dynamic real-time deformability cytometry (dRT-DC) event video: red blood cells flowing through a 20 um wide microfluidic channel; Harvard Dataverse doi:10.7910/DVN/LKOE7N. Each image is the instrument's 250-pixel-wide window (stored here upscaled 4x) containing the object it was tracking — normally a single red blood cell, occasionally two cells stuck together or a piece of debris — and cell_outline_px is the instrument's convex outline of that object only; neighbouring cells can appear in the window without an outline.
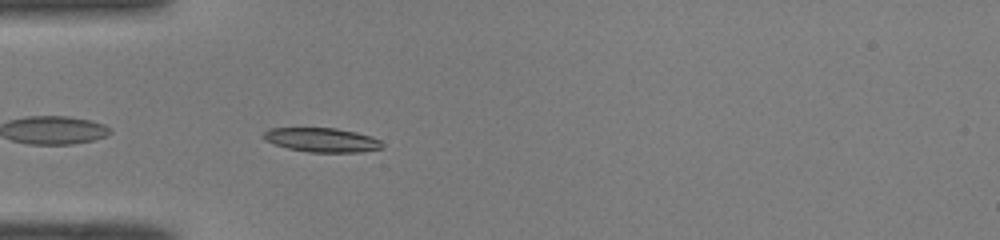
{"species": "common noctule bat (a hibernating species)", "species_latin": "Nyctalus noctula", "temperature_condition": "room temperature", "stored_images_in_passage": 36, "camera_frame_rate_fps": 3000, "um_per_image_px": 0.085, "animal": {"sex": "male", "body_mass_g": 19.0, "forearm_length_mm": 50.8}, "frame": {"image": 1, "passage_image": 2, "time_ms": 0.333, "image_size_px": [1000, 240], "cell_outline_px": [[384, 148], [360, 152], [308, 152], [288, 148], [264, 140], [260, 136], [268, 128], [336, 128], [356, 132], [372, 136], [380, 140], [384, 144]], "centroid_in_image_um": [27.37, 11.89], "position_along_channel_um": 57.6, "area_um2": 16.88}}
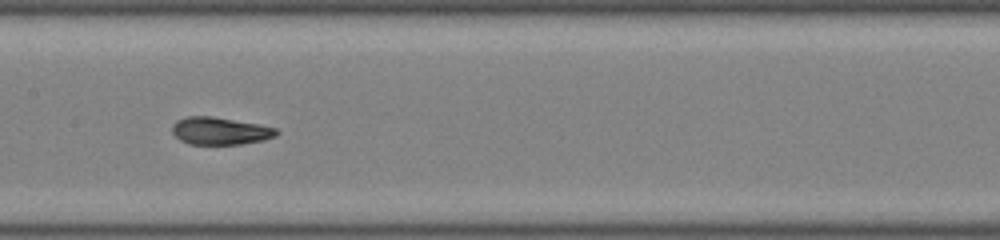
{"frame": {"image": 2, "passage_image": 12, "time_ms": 3.667, "image_size_px": [1000, 240], "cell_outline_px": [[280, 132], [276, 136], [264, 140], [240, 144], [188, 144], [180, 140], [172, 132], [172, 124], [176, 120], [188, 116], [212, 116], [260, 124], [276, 128]], "centroid_in_image_um": [18.71, 11.12], "position_along_channel_um": 188.7, "area_um2": 16.82}}
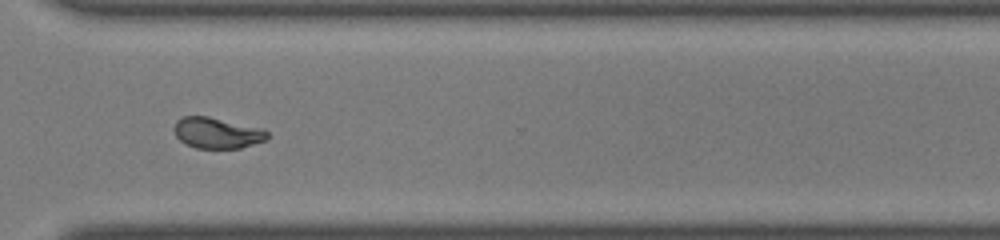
{"frame": {"image": 3, "passage_image": 24, "time_ms": 7.667, "image_size_px": [1000, 240], "cell_outline_px": [[268, 140], [240, 148], [196, 148], [180, 140], [176, 136], [172, 128], [176, 120], [184, 116], [208, 116], [264, 128], [268, 132]], "centroid_in_image_um": [18.47, 11.29], "position_along_channel_um": 352.1, "area_um2": 16.99}, "authors_computed_cell_mechanics": {"area_um2": 16.9932, "velocity_mm_per_s": 4.076, "shape_relaxation_time_tau1_ms": 3.3274, "shape_relaxation_time_tau2_ms": 1.1082, "deformation_change_tau1": 0.1654, "deformation_change_tau2": 0.0571}}